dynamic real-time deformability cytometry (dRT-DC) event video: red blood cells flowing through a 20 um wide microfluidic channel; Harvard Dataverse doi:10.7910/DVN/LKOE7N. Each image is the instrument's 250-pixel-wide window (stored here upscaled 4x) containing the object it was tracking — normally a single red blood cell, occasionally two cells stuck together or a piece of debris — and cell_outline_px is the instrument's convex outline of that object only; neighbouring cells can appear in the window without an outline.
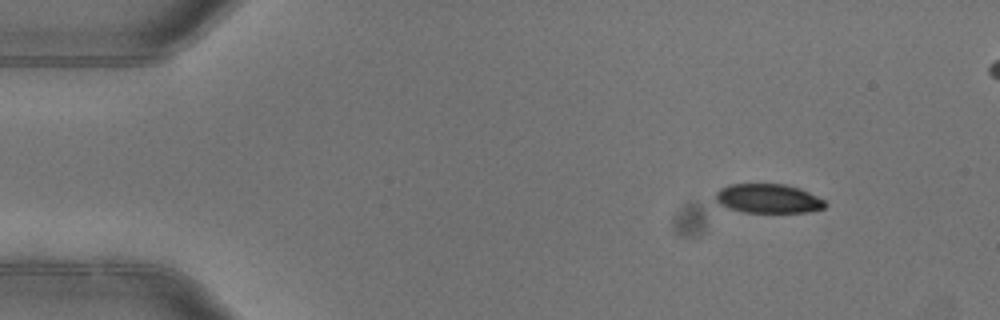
{"species": "common noctule bat (a hibernating species)", "species_latin": "Nyctalus noctula", "temperature_condition": "warm", "stored_images_in_passage": 5, "camera_frame_rate_fps": 3000, "um_per_image_px": 0.085, "animal": {"sex": "female"}, "frame": {"image": 1, "passage_image": 1, "time_ms": 0.0, "image_size_px": [1000, 320], "cell_outline_px": [[828, 204], [824, 208], [808, 212], [740, 212], [728, 208], [720, 204], [716, 200], [716, 192], [720, 188], [728, 184], [784, 184], [800, 188], [824, 200]], "centroid_in_image_um": [65.29, 16.88], "position_along_channel_um": 19.7, "area_um2": 18.67}}